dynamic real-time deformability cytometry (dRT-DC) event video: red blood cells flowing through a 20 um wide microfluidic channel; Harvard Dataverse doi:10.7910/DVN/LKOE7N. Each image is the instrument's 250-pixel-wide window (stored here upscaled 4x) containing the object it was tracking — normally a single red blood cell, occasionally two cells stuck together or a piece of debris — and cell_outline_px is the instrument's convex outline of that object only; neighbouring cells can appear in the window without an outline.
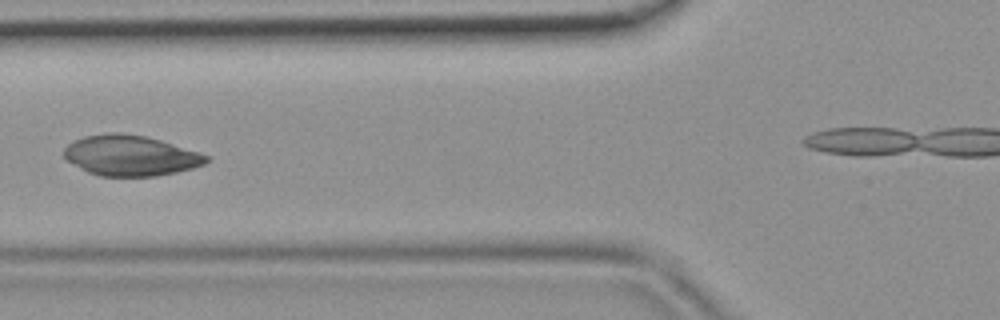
{"species": "common noctule bat (a hibernating species)", "species_latin": "Nyctalus noctula", "temperature_condition": "room temperature", "stored_images_in_passage": 7, "camera_frame_rate_fps": 3000, "um_per_image_px": 0.085, "animal": {"sex": "female", "body_mass_g": 19.9}, "frame": {"image": 1, "passage_image": 5, "time_ms": 1.333, "image_size_px": [1000, 320], "cell_outline_px": [[212, 160], [204, 164], [192, 168], [176, 172], [156, 176], [100, 176], [88, 172], [64, 160], [64, 148], [68, 144], [84, 136], [112, 132], [116, 132], [144, 136], [160, 140], [200, 152], [212, 156]], "centroid_in_image_um": [11.11, 13.23], "position_along_channel_um": 114.7, "area_um2": 33.7}}